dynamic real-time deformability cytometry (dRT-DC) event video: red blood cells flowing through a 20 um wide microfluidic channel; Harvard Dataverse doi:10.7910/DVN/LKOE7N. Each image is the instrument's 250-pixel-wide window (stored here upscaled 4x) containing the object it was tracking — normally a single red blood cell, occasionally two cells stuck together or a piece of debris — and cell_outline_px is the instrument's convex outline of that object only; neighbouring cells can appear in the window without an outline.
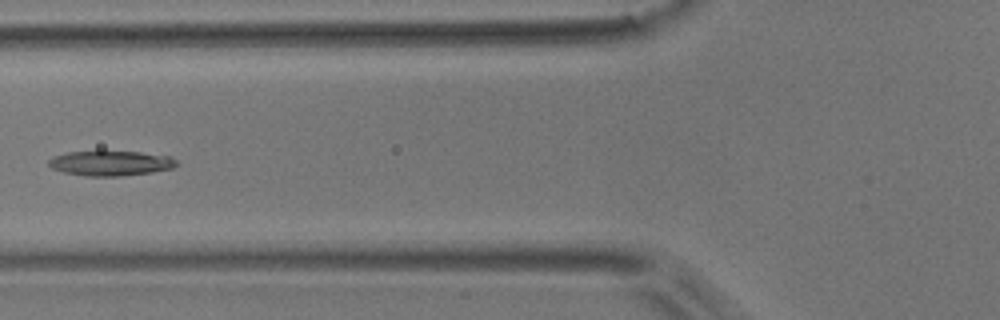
{"species": "common noctule bat (a hibernating species)", "species_latin": "Nyctalus noctula", "temperature_condition": "room temperature", "stored_images_in_passage": 3, "camera_frame_rate_fps": 3000, "um_per_image_px": 0.085, "animal": {"sex": "male", "body_mass_g": 17.9}, "frame": {"image": 1, "passage_image": 2, "time_ms": 0.333, "image_size_px": [1000, 320], "cell_outline_px": [[180, 164], [172, 168], [152, 172], [120, 176], [84, 176], [64, 172], [52, 168], [48, 164], [48, 160], [52, 156], [68, 152], [140, 152], [172, 156]], "centroid_in_image_um": [9.43, 13.88], "position_along_channel_um": 116.4, "area_um2": 18.55}}
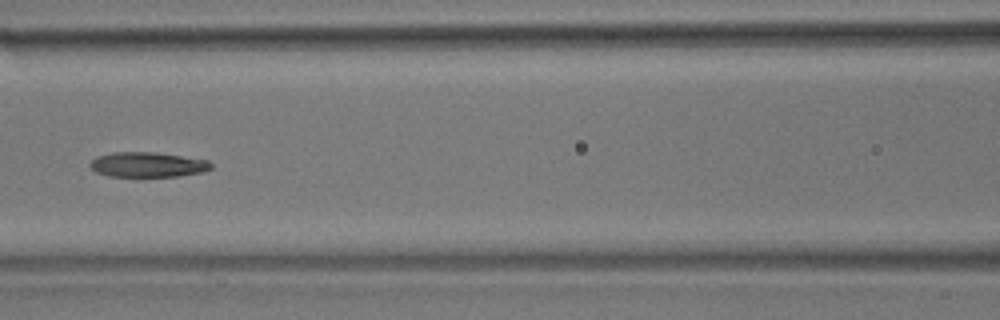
{"frame": {"image": 2, "passage_image": 3, "time_ms": 0.667, "image_size_px": [1000, 320], "cell_outline_px": [[212, 168], [200, 172], [176, 176], [108, 176], [96, 172], [88, 164], [96, 156], [112, 152], [152, 152], [208, 160], [212, 164]], "centroid_in_image_um": [12.5, 13.99], "position_along_channel_um": 154.1, "area_um2": 17.4}}